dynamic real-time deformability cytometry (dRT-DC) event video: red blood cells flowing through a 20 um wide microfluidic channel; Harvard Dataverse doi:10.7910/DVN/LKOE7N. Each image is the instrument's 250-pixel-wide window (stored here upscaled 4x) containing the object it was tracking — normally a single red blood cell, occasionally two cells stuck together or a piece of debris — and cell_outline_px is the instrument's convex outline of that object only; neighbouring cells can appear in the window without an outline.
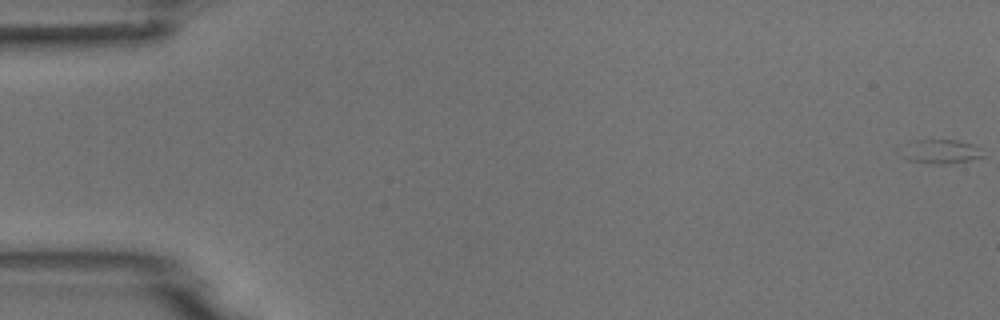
{"species": "common noctule bat (a hibernating species)", "species_latin": "Nyctalus noctula", "temperature_condition": "room temperature", "stored_images_in_passage": 52, "camera_frame_rate_fps": 3000, "um_per_image_px": 0.085, "animal": {"sex": "male", "body_mass_g": 18.8}, "frame": {"image": 1, "passage_image": 1, "time_ms": 0.0, "image_size_px": [1000, 320], "cell_outline_px": [[984, 156], [968, 160], [944, 164], [932, 164], [908, 160], [900, 156], [896, 152], [896, 148], [912, 140], [956, 140], [976, 144], [980, 148]], "centroid_in_image_um": [79.82, 12.87], "position_along_channel_um": 5.2, "area_um2": 11.96}}
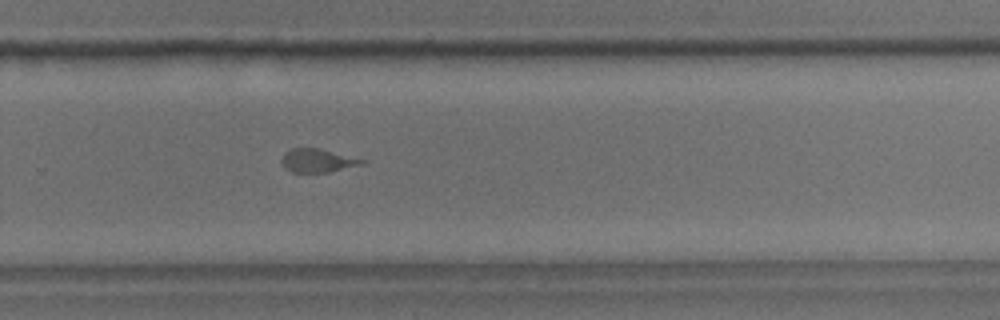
{"frame": {"image": 2, "passage_image": 35, "time_ms": 11.333, "image_size_px": [1000, 320], "cell_outline_px": [[368, 160], [364, 164], [328, 172], [292, 172], [284, 168], [280, 160], [284, 152], [292, 148], [320, 148]], "centroid_in_image_um": [27.0, 13.64], "position_along_channel_um": 302.8, "area_um2": 11.16}}
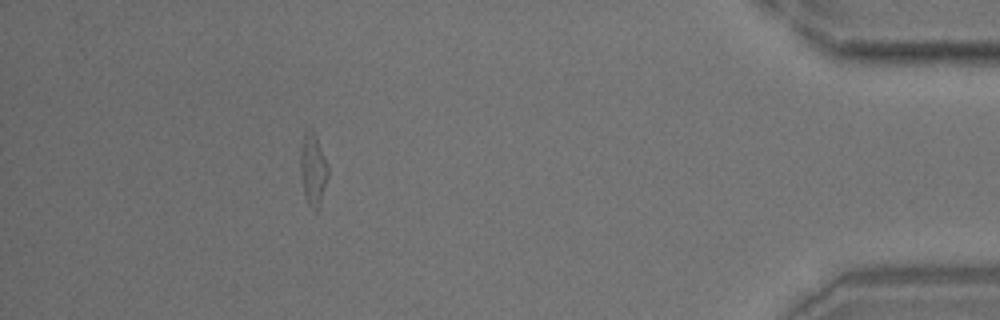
{"frame": {"image": 3, "passage_image": 47, "time_ms": 15.333, "image_size_px": [1000, 320], "cell_outline_px": [[328, 176], [320, 204], [316, 212], [308, 204], [304, 196], [300, 176], [300, 148], [304, 132], [308, 124], [312, 128], [316, 136], [328, 164]], "centroid_in_image_um": [26.58, 14.35], "position_along_channel_um": 408.6, "area_um2": 11.96}}